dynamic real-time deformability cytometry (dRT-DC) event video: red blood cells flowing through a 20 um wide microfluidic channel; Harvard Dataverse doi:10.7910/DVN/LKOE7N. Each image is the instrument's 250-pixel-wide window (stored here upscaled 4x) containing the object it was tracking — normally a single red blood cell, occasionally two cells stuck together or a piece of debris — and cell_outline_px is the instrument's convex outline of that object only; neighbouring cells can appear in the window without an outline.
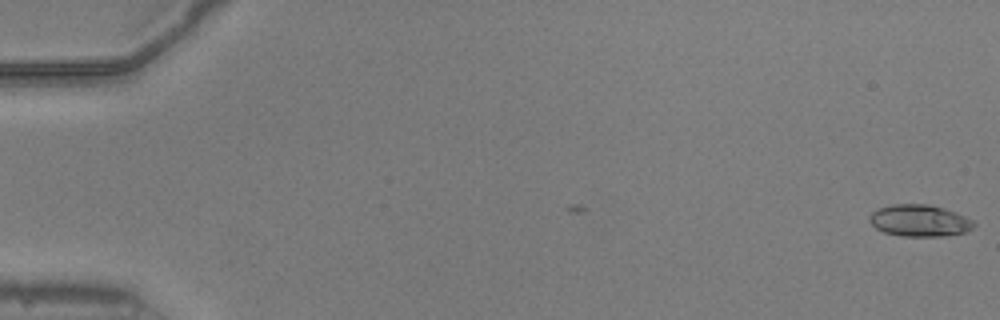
{"species": "common noctule bat (a hibernating species)", "species_latin": "Nyctalus noctula", "temperature_condition": "warm", "stored_images_in_passage": 49, "camera_frame_rate_fps": 3000, "um_per_image_px": 0.085, "animal": {"sex": "male", "body_mass_g": 20.5, "forearm_length_mm": 52.5}, "frame": {"image": 1, "passage_image": 1, "time_ms": 0.0, "image_size_px": [1000, 320], "cell_outline_px": [[976, 224], [972, 228], [964, 232], [940, 236], [900, 236], [884, 232], [876, 228], [868, 220], [868, 216], [872, 212], [880, 208], [892, 204], [928, 204], [944, 208], [956, 212], [972, 220]], "centroid_in_image_um": [78.13, 18.74], "position_along_channel_um": 6.9, "area_um2": 19.25}}
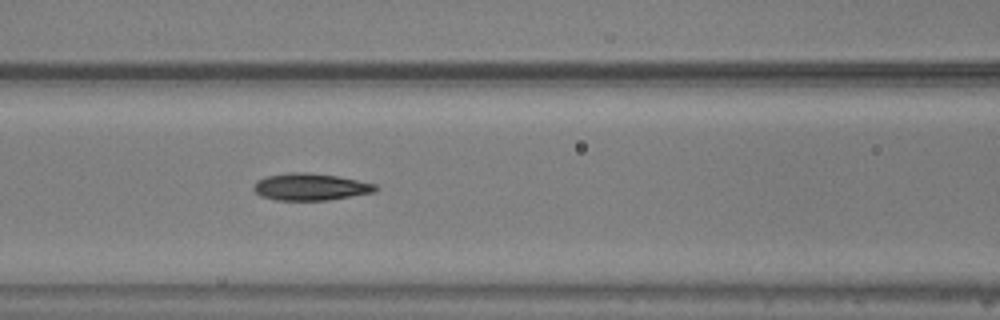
{"frame": {"image": 2, "passage_image": 24, "time_ms": 7.667, "image_size_px": [1000, 320], "cell_outline_px": [[376, 192], [328, 200], [276, 200], [260, 196], [252, 188], [256, 180], [264, 176], [288, 172], [304, 172], [336, 176], [376, 184]], "centroid_in_image_um": [26.33, 15.88], "position_along_channel_um": 140.3, "area_um2": 19.19}}
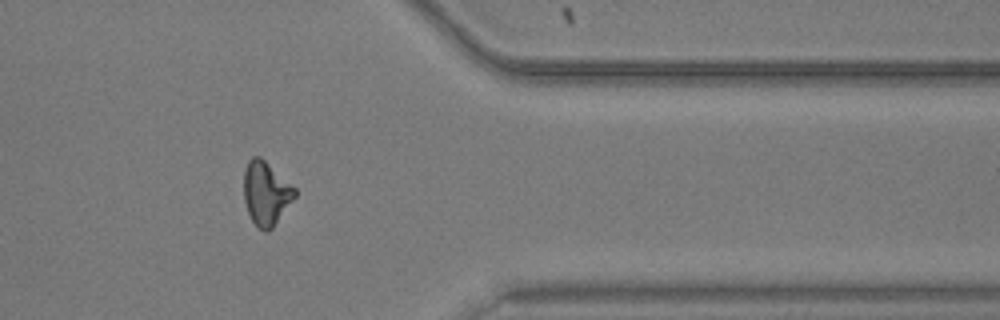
{"frame": {"image": 3, "passage_image": 44, "time_ms": 14.333, "image_size_px": [1000, 320], "cell_outline_px": [[296, 196], [272, 228], [268, 232], [264, 232], [252, 220], [248, 212], [244, 200], [244, 172], [248, 160], [252, 156], [260, 156], [296, 188]], "centroid_in_image_um": [22.61, 16.41], "position_along_channel_um": 388.8, "area_um2": 18.79}, "authors_computed_cell_mechanics": {"area_um2": 18.7272, "velocity_mm_per_s": 3.9256, "shape_relaxation_time_tau1_ms": 3.7815, "shape_relaxation_time_tau2_ms": 1.9569, "deformation_change_tau1": 0.1557, "deformation_change_tau2": 0.0936}}